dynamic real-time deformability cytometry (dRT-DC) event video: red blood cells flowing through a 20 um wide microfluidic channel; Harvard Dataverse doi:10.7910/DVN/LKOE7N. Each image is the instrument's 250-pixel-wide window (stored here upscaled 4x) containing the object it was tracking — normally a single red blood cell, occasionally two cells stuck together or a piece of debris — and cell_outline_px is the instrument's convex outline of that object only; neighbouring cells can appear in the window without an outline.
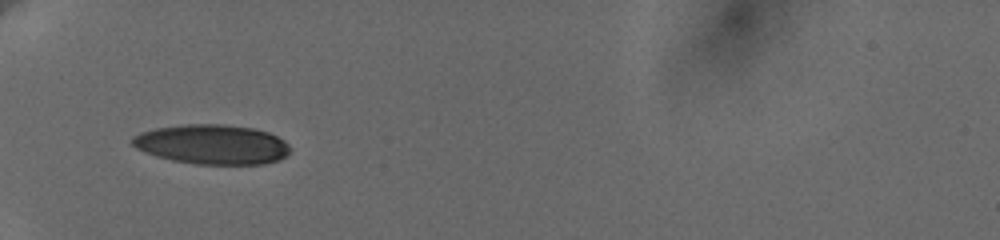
{"species": "human", "species_latin": "Homo sapiens", "temperature_condition": "cold", "stored_images_in_passage": 52, "camera_frame_rate_fps": 3000, "um_per_image_px": 0.085, "donor": {"sex": "female"}, "frame": {"image": 1, "passage_image": 1, "time_ms": 0.0, "image_size_px": [1000, 240], "cell_outline_px": [[288, 152], [280, 160], [264, 164], [196, 164], [172, 160], [156, 156], [144, 152], [136, 148], [132, 144], [132, 136], [140, 132], [156, 128], [184, 124], [224, 124], [252, 128], [268, 132], [284, 140], [288, 144]], "centroid_in_image_um": [18.0, 12.27], "position_along_channel_um": 67.0, "area_um2": 36.47}}
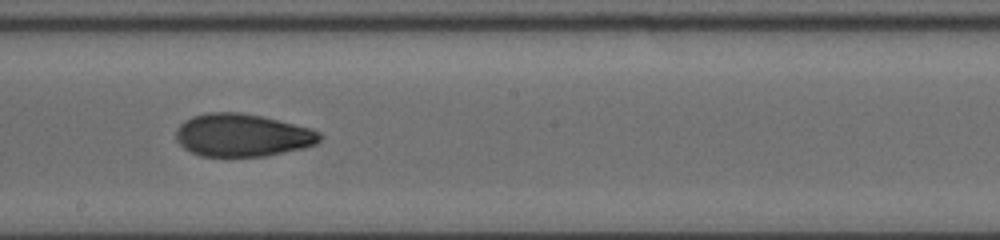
{"frame": {"image": 2, "passage_image": 34, "time_ms": 4.667, "image_size_px": [1000, 240], "cell_outline_px": [[324, 136], [316, 144], [304, 148], [264, 156], [200, 156], [184, 148], [176, 140], [176, 128], [184, 120], [192, 116], [208, 112], [240, 112], [264, 116], [312, 128], [320, 132]], "centroid_in_image_um": [20.62, 11.48], "position_along_channel_um": 227.6, "area_um2": 36.18}}
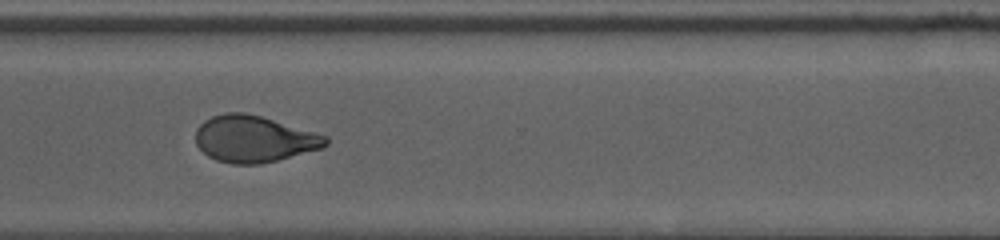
{"frame": {"image": 3, "passage_image": 51, "time_ms": 8.0, "image_size_px": [1000, 240], "cell_outline_px": [[328, 144], [324, 148], [260, 164], [232, 164], [216, 160], [208, 156], [196, 144], [196, 128], [204, 120], [212, 116], [224, 112], [244, 112], [260, 116], [328, 136]], "centroid_in_image_um": [21.58, 11.81], "position_along_channel_um": 349.0, "area_um2": 35.26}}